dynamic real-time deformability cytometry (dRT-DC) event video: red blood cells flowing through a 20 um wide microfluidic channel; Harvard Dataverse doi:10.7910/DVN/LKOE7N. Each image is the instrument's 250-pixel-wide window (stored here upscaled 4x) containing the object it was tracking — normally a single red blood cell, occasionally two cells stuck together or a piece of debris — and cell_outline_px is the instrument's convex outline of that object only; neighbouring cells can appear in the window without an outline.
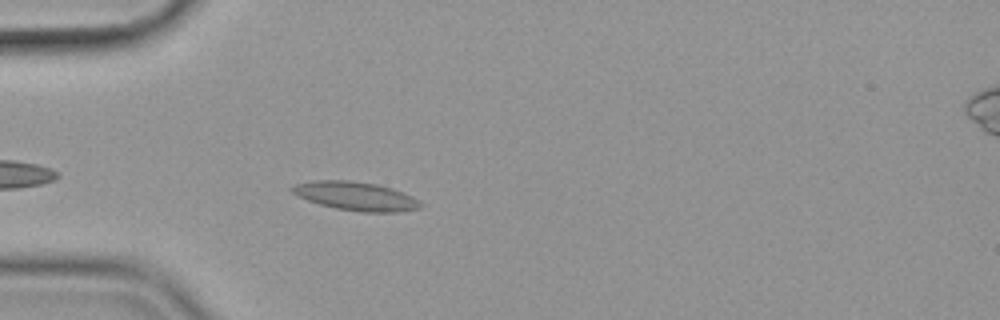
{"species": "common noctule bat (a hibernating species)", "species_latin": "Nyctalus noctula", "temperature_condition": "cold", "stored_images_in_passage": 45, "camera_frame_rate_fps": 3000, "um_per_image_px": 0.085, "animal": {"sex": "female", "body_mass_g": 19.9}, "frame": {"image": 1, "passage_image": 5, "time_ms": 1.333, "image_size_px": [1000, 320], "cell_outline_px": [[420, 208], [400, 212], [360, 212], [336, 208], [320, 204], [308, 200], [292, 192], [288, 188], [292, 184], [312, 180], [348, 180], [376, 184], [392, 188], [412, 196], [420, 204]], "centroid_in_image_um": [30.19, 16.66], "position_along_channel_um": 54.8, "area_um2": 21.39}}
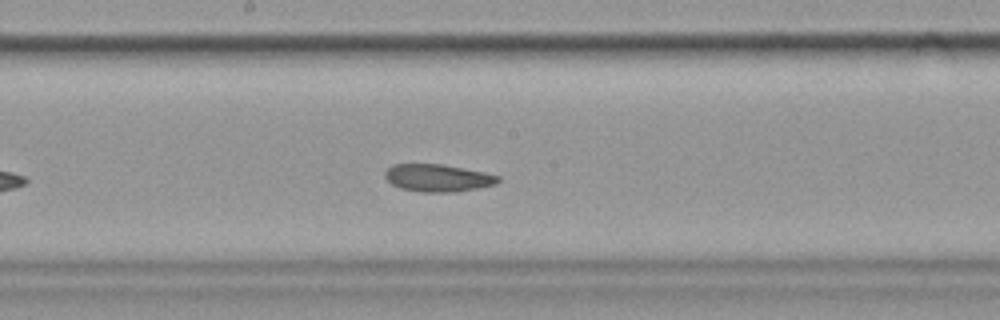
{"frame": {"image": 2, "passage_image": 19, "time_ms": 6.0, "image_size_px": [1000, 320], "cell_outline_px": [[500, 180], [496, 184], [456, 192], [420, 192], [400, 188], [392, 184], [384, 176], [384, 172], [392, 164], [440, 164], [484, 172], [500, 176]], "centroid_in_image_um": [37.2, 15.12], "position_along_channel_um": 211.0, "area_um2": 18.03}}
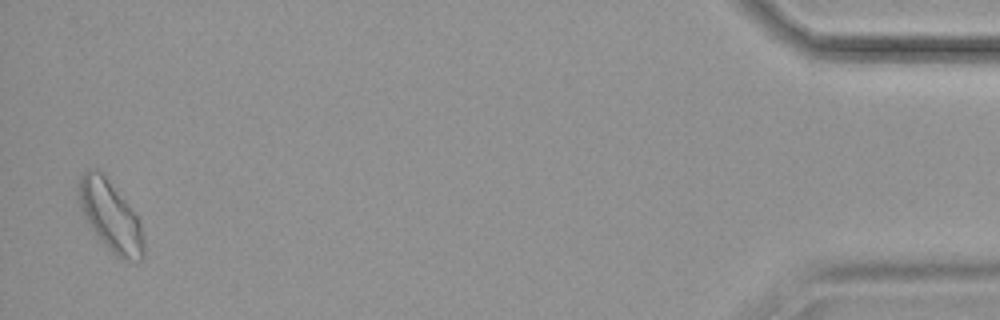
{"frame": {"image": 3, "passage_image": 44, "time_ms": 14.333, "image_size_px": [1000, 320], "cell_outline_px": [[144, 256], [140, 260], [120, 260], [108, 248], [84, 220], [80, 208], [80, 176], [88, 168], [92, 168], [100, 172], [104, 176], [136, 216], [140, 224], [144, 240]], "centroid_in_image_um": [9.38, 18.43], "position_along_channel_um": 425.8, "area_um2": 25.78}, "authors_computed_cell_mechanics": {"area_um2": 18.6694, "velocity_mm_per_s": 3.5531, "shape_relaxation_time_tau1_ms": null, "shape_relaxation_time_tau2_ms": 6.8025, "deformation_change_tau1": null, "deformation_change_tau2": 0.121}}